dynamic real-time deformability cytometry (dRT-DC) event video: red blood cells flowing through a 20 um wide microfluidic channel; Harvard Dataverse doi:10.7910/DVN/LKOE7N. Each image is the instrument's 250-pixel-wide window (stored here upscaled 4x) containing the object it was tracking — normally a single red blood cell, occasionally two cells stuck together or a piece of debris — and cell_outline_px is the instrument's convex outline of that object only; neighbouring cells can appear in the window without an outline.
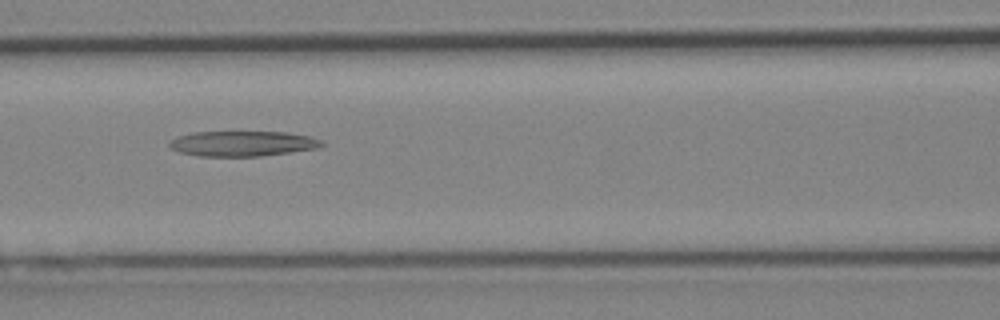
{"species": "Egyptian fruit bat (a non-hibernating species)", "species_latin": "Rousettus aegyptiacus", "temperature_condition": "cold", "stored_images_in_passage": 30, "camera_frame_rate_fps": 3000, "um_per_image_px": 0.085, "animal": {"sex": "female"}, "frame": {"image": 1, "passage_image": 9, "time_ms": 2.667, "image_size_px": [1000, 320], "cell_outline_px": [[324, 144], [316, 148], [260, 156], [200, 156], [180, 152], [172, 148], [168, 144], [176, 136], [192, 132], [284, 132], [308, 136], [320, 140]], "centroid_in_image_um": [20.57, 12.2], "position_along_channel_um": 146.0, "area_um2": 22.08}}
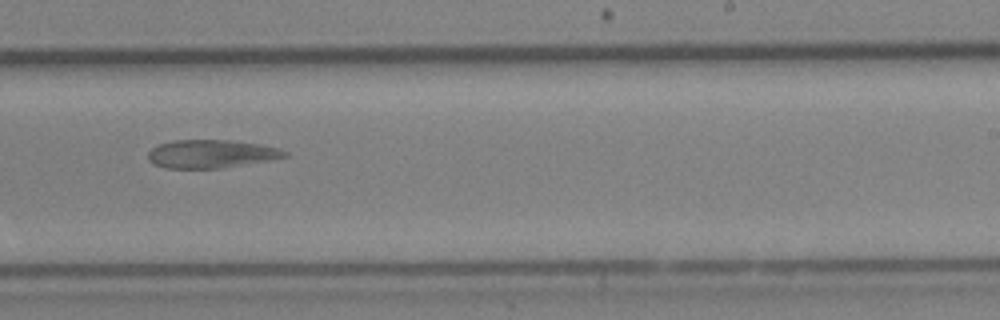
{"frame": {"image": 2, "passage_image": 18, "time_ms": 5.667, "image_size_px": [1000, 320], "cell_outline_px": [[288, 156], [268, 160], [224, 168], [168, 168], [152, 164], [148, 160], [148, 152], [152, 148], [160, 144], [172, 140], [228, 140], [260, 144], [276, 148], [288, 152]], "centroid_in_image_um": [17.92, 13.08], "position_along_channel_um": 271.1, "area_um2": 22.37}}
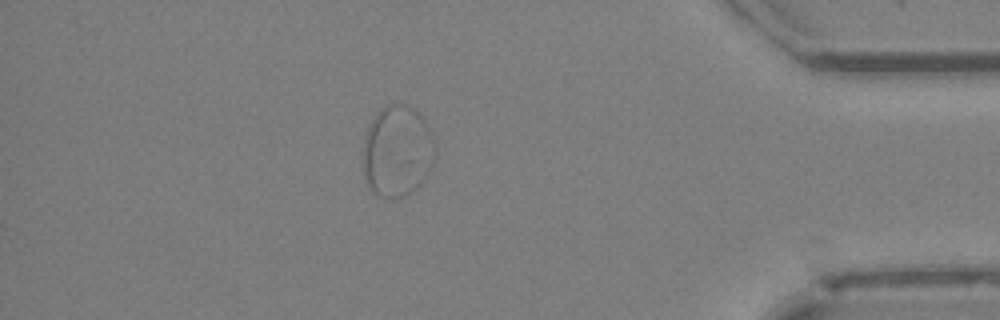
{"frame": {"image": 3, "passage_image": 30, "time_ms": 9.667, "image_size_px": [1000, 320], "cell_outline_px": [[436, 156], [424, 180], [416, 188], [400, 196], [380, 196], [372, 192], [364, 176], [364, 140], [368, 128], [376, 112], [388, 104], [408, 104], [424, 116], [428, 124], [432, 136], [436, 152]], "centroid_in_image_um": [33.79, 12.8], "position_along_channel_um": 401.4, "area_um2": 38.26}, "authors_computed_cell_mechanics": {"area_um2": 23.3512, "velocity_mm_per_s": 4.1956, "shape_relaxation_time_tau1_ms": null, "shape_relaxation_time_tau2_ms": 1.5109, "deformation_change_tau1": null, "deformation_change_tau2": 0.0509}}